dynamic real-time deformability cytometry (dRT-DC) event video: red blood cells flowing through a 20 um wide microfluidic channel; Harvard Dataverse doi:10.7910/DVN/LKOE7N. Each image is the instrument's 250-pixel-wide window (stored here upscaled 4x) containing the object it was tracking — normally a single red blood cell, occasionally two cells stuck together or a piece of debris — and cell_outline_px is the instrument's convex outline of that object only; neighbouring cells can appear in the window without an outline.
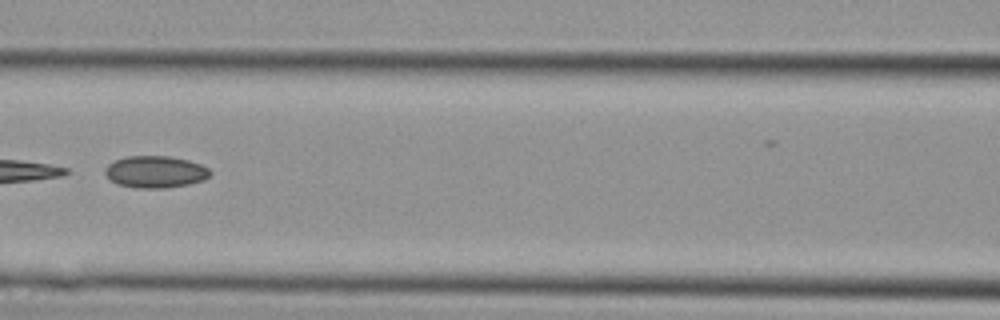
{"species": "Egyptian fruit bat (a non-hibernating species)", "species_latin": "Rousettus aegyptiacus", "temperature_condition": "cold", "stored_images_in_passage": 19, "camera_frame_rate_fps": 3000, "um_per_image_px": 0.085, "animal": {"sex": "female"}, "frame": {"image": 1, "passage_image": 6, "time_ms": 1.667, "image_size_px": [1000, 320], "cell_outline_px": [[212, 172], [204, 180], [188, 184], [164, 188], [140, 188], [116, 184], [104, 172], [104, 168], [108, 164], [124, 156], [168, 156], [188, 160], [200, 164], [208, 168]], "centroid_in_image_um": [13.2, 14.6], "position_along_channel_um": 153.4, "area_um2": 19.48}}
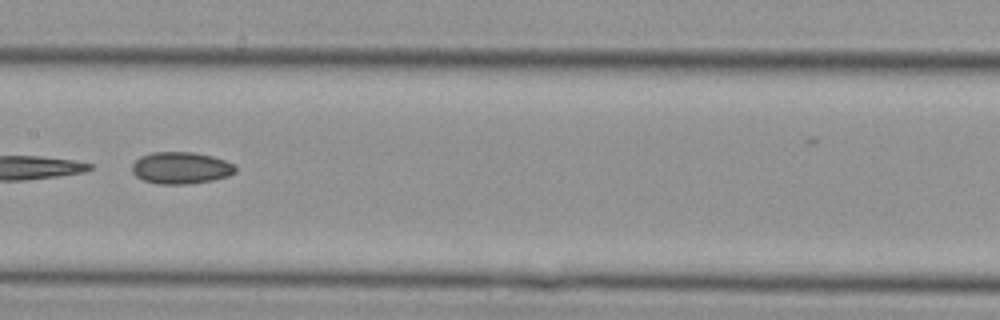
{"frame": {"image": 2, "passage_image": 8, "time_ms": 2.333, "image_size_px": [1000, 320], "cell_outline_px": [[236, 172], [228, 176], [212, 180], [188, 184], [156, 184], [144, 180], [136, 176], [132, 172], [132, 164], [140, 156], [152, 152], [192, 152], [212, 156], [224, 160], [232, 164], [236, 168]], "centroid_in_image_um": [15.35, 14.27], "position_along_channel_um": 192.0, "area_um2": 19.19}}